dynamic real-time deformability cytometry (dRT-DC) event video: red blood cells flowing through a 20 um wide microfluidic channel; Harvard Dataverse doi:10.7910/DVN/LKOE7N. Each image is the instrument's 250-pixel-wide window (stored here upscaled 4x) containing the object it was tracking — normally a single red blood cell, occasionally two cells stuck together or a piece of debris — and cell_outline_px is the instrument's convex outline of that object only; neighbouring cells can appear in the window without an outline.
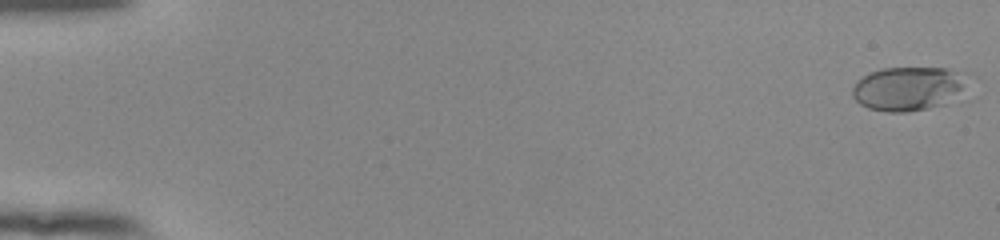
{"species": "human", "species_latin": "Homo sapiens", "temperature_condition": "room temperature", "stored_images_in_passage": 55, "camera_frame_rate_fps": 3000, "um_per_image_px": 0.085, "donor": {"sex": "female"}, "frame": {"image": 1, "passage_image": 1, "time_ms": 0.0, "image_size_px": [1000, 240], "cell_outline_px": [[960, 88], [944, 104], [928, 108], [908, 112], [888, 112], [868, 108], [860, 104], [852, 96], [852, 88], [856, 80], [868, 72], [880, 68], [948, 68], [956, 72], [960, 76]], "centroid_in_image_um": [76.99, 7.53], "position_along_channel_um": 8.0, "area_um2": 28.55}}
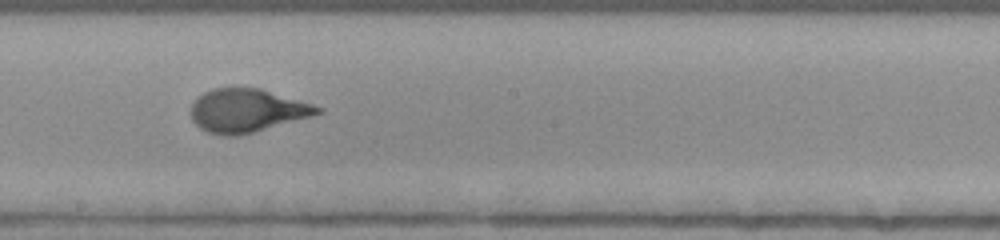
{"frame": {"image": 2, "passage_image": 32, "time_ms": 10.333, "image_size_px": [1000, 240], "cell_outline_px": [[324, 112], [312, 116], [240, 136], [224, 136], [208, 132], [200, 128], [192, 120], [192, 104], [204, 92], [212, 88], [260, 88], [312, 104], [324, 108]], "centroid_in_image_um": [21.01, 9.41], "position_along_channel_um": 227.2, "area_um2": 31.85}}
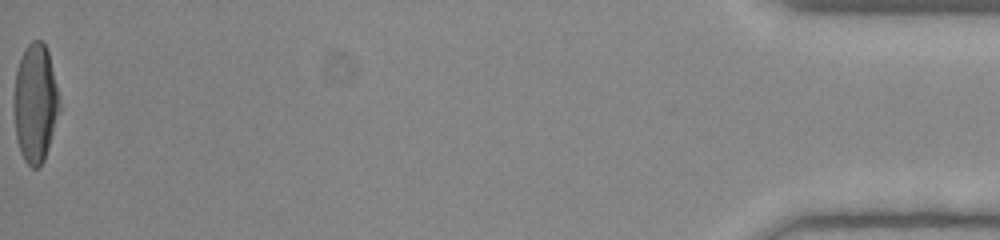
{"frame": {"image": 3, "passage_image": 55, "time_ms": 18.0, "image_size_px": [1000, 240], "cell_outline_px": [[64, 108], [44, 160], [36, 168], [32, 168], [24, 160], [20, 152], [16, 140], [16, 68], [20, 56], [28, 44], [32, 40], [40, 40], [48, 48]], "centroid_in_image_um": [3.1, 8.76], "position_along_channel_um": 432.1, "area_um2": 32.14}, "authors_computed_cell_mechanics": {"area_um2": 31.501, "velocity_mm_per_s": 3.872, "shape_relaxation_time_tau1_ms": 4.2735, "shape_relaxation_time_tau2_ms": null, "deformation_change_tau1": 0.2069, "deformation_change_tau2": null}}